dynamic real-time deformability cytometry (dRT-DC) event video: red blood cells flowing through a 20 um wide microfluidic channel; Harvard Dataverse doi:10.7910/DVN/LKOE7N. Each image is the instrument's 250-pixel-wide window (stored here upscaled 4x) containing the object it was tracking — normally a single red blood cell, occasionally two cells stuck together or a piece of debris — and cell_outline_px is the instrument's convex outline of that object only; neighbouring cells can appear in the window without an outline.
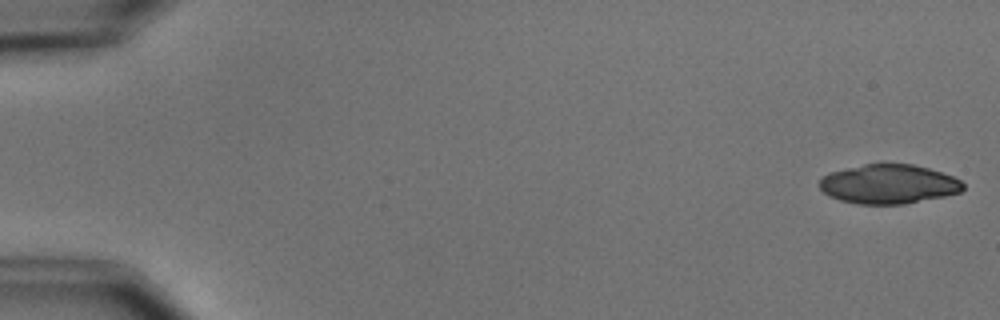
{"species": "common noctule bat (a hibernating species)", "species_latin": "Nyctalus noctula", "temperature_condition": "cold", "stored_images_in_passage": 6, "camera_frame_rate_fps": 3000, "um_per_image_px": 0.085, "animal": {"sex": "male", "body_mass_g": 15.6}, "frame": {"image": 1, "passage_image": 1, "time_ms": 0.0, "image_size_px": [1000, 320], "cell_outline_px": [[964, 188], [960, 192], [944, 196], [904, 204], [856, 204], [840, 200], [828, 196], [816, 184], [820, 176], [828, 172], [864, 164], [912, 164], [928, 168], [952, 176], [960, 180], [964, 184]], "centroid_in_image_um": [75.46, 15.65], "position_along_channel_um": 9.5, "area_um2": 33.06}}